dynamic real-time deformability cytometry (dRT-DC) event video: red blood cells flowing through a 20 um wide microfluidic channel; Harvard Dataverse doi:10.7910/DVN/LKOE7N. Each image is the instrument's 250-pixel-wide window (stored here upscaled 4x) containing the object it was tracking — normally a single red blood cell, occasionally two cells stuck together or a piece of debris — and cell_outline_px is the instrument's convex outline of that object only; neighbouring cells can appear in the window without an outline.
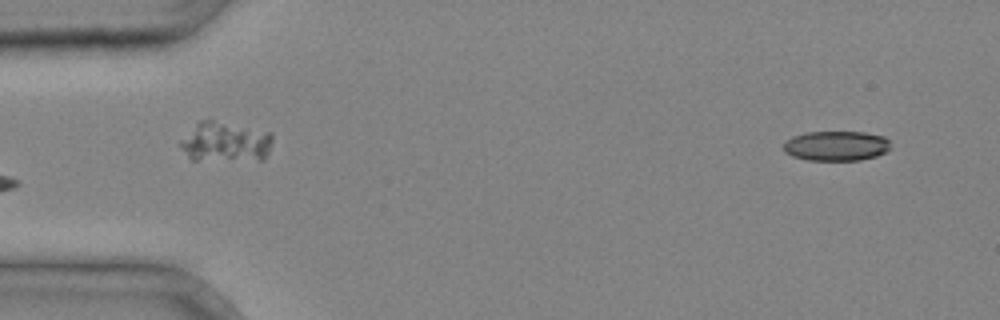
{"species": "common noctule bat (a hibernating species)", "species_latin": "Nyctalus noctula", "temperature_condition": "cold", "stored_images_in_passage": 4, "camera_frame_rate_fps": 3000, "um_per_image_px": 0.085, "animal": {"sex": "male", "body_mass_g": 20.4}, "frame": {"image": 1, "passage_image": 1, "time_ms": 0.0, "image_size_px": [1000, 320], "cell_outline_px": [[888, 148], [884, 152], [876, 156], [860, 160], [808, 160], [792, 156], [784, 152], [784, 140], [792, 136], [804, 132], [864, 132], [884, 136], [888, 140]], "centroid_in_image_um": [71.02, 12.39], "position_along_channel_um": 14.0, "area_um2": 18.61}}
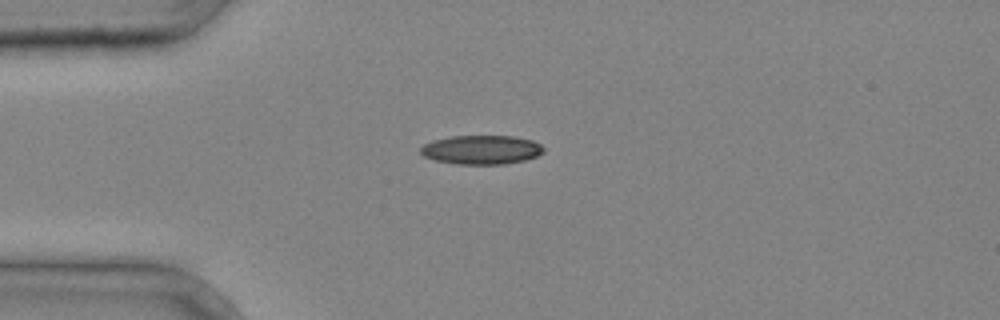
{"frame": {"image": 2, "passage_image": 3, "time_ms": 0.667, "image_size_px": [1000, 320], "cell_outline_px": [[544, 152], [536, 156], [524, 160], [504, 164], [456, 164], [436, 160], [424, 156], [420, 152], [420, 148], [424, 144], [432, 140], [452, 136], [512, 136], [532, 140], [540, 144], [544, 148]], "centroid_in_image_um": [40.92, 12.72], "position_along_channel_um": 44.1, "area_um2": 20.75}}
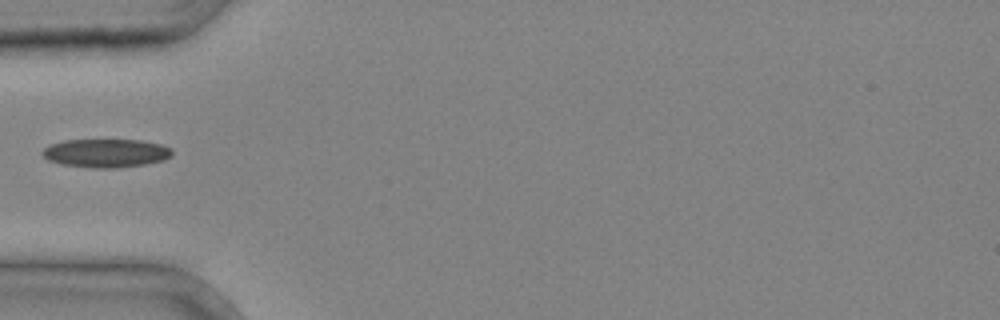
{"frame": {"image": 3, "passage_image": 4, "time_ms": 1.0, "image_size_px": [1000, 320], "cell_outline_px": [[172, 156], [164, 160], [144, 164], [116, 168], [92, 168], [60, 164], [48, 160], [40, 152], [44, 148], [52, 144], [64, 140], [140, 140], [160, 144], [172, 148]], "centroid_in_image_um": [9.01, 13.02], "position_along_channel_um": 76.0, "area_um2": 21.56}}